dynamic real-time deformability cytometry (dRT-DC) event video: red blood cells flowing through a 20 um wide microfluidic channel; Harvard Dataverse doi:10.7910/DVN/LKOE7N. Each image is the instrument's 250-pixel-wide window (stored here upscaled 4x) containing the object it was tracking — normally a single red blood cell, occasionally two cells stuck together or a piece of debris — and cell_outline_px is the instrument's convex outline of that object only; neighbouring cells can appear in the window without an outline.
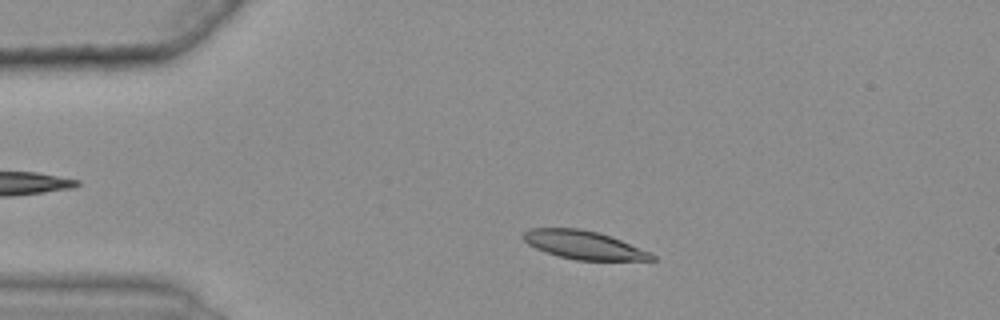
{"species": "common noctule bat (a hibernating species)", "species_latin": "Nyctalus noctula", "temperature_condition": "warm", "stored_images_in_passage": 41, "camera_frame_rate_fps": 3000, "um_per_image_px": 0.085, "animal": {"sex": "female", "body_mass_g": 25.1}, "frame": {"image": 1, "passage_image": 7, "time_ms": 2.0, "image_size_px": [1000, 320], "cell_outline_px": [[656, 260], [576, 260], [560, 256], [536, 248], [528, 244], [520, 236], [524, 232], [532, 228], [580, 228], [600, 232], [620, 240], [648, 252], [656, 256]], "centroid_in_image_um": [49.59, 20.81], "position_along_channel_um": 35.4, "area_um2": 20.98}}
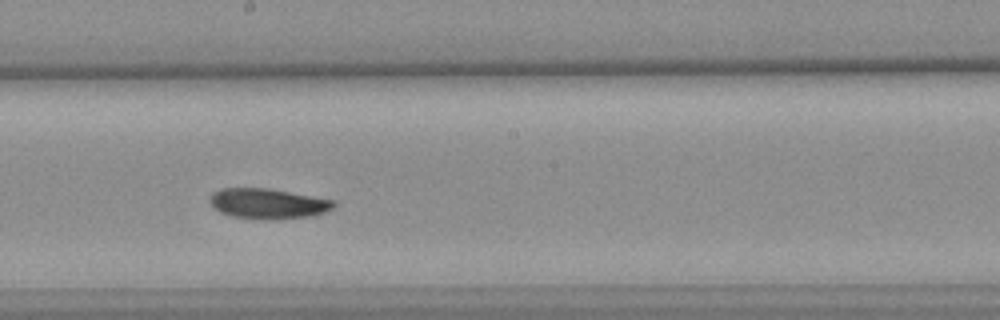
{"frame": {"image": 2, "passage_image": 26, "time_ms": 8.333, "image_size_px": [1000, 320], "cell_outline_px": [[336, 204], [332, 208], [324, 212], [312, 216], [276, 220], [264, 220], [232, 216], [220, 212], [212, 208], [208, 200], [212, 192], [224, 188], [268, 188], [336, 200]], "centroid_in_image_um": [22.76, 17.31], "position_along_channel_um": 225.4, "area_um2": 22.2}}
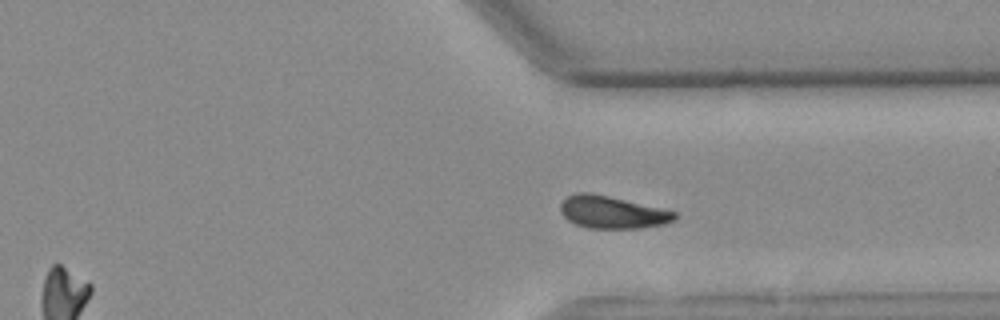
{"frame": {"image": 3, "passage_image": 37, "time_ms": 12.0, "image_size_px": [1000, 320], "cell_outline_px": [[676, 220], [664, 224], [640, 228], [588, 228], [576, 224], [568, 220], [560, 212], [560, 204], [568, 196], [576, 192], [588, 192], [608, 196], [676, 212]], "centroid_in_image_um": [52.01, 18.04], "position_along_channel_um": 359.4, "area_um2": 21.33}, "authors_computed_cell_mechanics": {"area_um2": 21.964, "velocity_mm_per_s": 3.6335, "shape_relaxation_time_tau1_ms": 9.0312, "shape_relaxation_time_tau2_ms": 7.4434, "deformation_change_tau1": 0.171, "deformation_change_tau2": 0.1244}}